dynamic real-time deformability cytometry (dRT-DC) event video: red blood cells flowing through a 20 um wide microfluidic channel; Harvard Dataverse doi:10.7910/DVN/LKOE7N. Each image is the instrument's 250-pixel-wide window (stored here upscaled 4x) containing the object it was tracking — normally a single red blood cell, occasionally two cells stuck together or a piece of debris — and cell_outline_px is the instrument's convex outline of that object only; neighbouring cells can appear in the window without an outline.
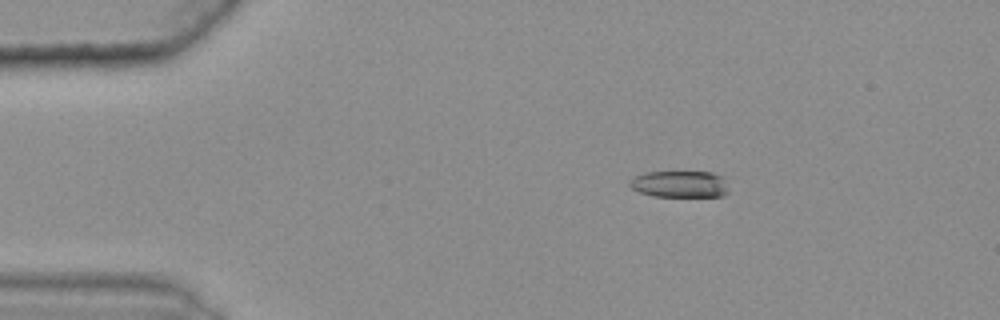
{"species": "common noctule bat (a hibernating species)", "species_latin": "Nyctalus noctula", "temperature_condition": "warm", "stored_images_in_passage": 40, "camera_frame_rate_fps": 3000, "um_per_image_px": 0.085, "animal": {"sex": "female", "body_mass_g": 25.1}, "frame": {"image": 1, "passage_image": 1, "time_ms": 0.0, "image_size_px": [1000, 320], "cell_outline_px": [[728, 192], [724, 196], [652, 196], [640, 192], [632, 188], [628, 184], [636, 176], [644, 172], [712, 172], [720, 176], [728, 188]], "centroid_in_image_um": [57.78, 15.65], "position_along_channel_um": 27.2, "area_um2": 15.2}}
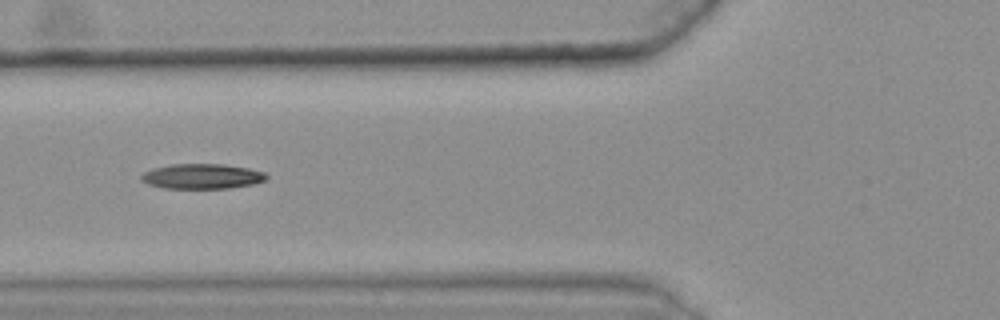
{"frame": {"image": 2, "passage_image": 13, "time_ms": 4.0, "image_size_px": [1000, 320], "cell_outline_px": [[268, 176], [264, 180], [252, 184], [228, 188], [164, 188], [148, 184], [140, 180], [140, 176], [144, 172], [156, 168], [172, 164], [224, 164], [248, 168], [264, 172]], "centroid_in_image_um": [17.16, 14.98], "position_along_channel_um": 108.6, "area_um2": 18.09}}
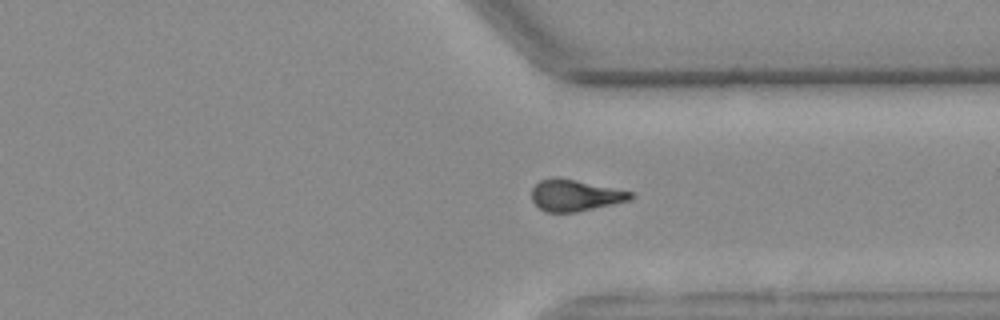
{"frame": {"image": 3, "passage_image": 34, "time_ms": 11.0, "image_size_px": [1000, 320], "cell_outline_px": [[632, 196], [628, 200], [612, 204], [576, 212], [548, 212], [540, 208], [532, 200], [532, 188], [540, 180], [552, 176], [556, 176], [576, 180], [632, 192]], "centroid_in_image_um": [48.82, 16.59], "position_along_channel_um": 362.6, "area_um2": 17.86}}